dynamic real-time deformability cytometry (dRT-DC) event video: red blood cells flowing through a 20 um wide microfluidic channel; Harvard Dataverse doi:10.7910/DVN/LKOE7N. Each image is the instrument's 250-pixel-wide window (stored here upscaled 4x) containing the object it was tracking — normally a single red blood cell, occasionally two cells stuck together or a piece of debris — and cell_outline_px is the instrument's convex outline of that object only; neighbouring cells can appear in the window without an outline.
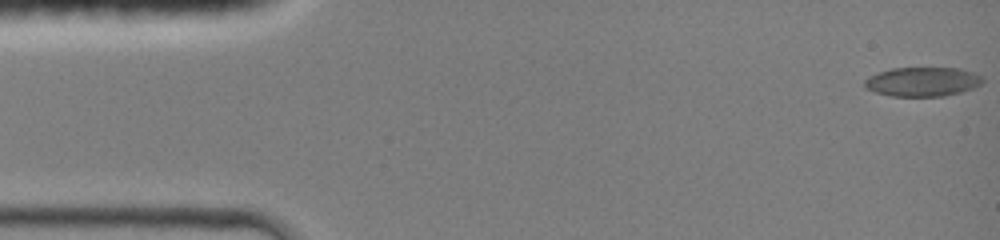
{"species": "common noctule bat (a hibernating species)", "species_latin": "Nyctalus noctula", "temperature_condition": "room temperature", "stored_images_in_passage": 9, "camera_frame_rate_fps": 3000, "um_per_image_px": 0.085, "animal": {"sex": "female", "body_mass_g": 19.0, "forearm_length_mm": 51.5}, "frame": {"image": 1, "passage_image": 1, "time_ms": 0.0, "image_size_px": [1000, 240], "cell_outline_px": [[984, 80], [980, 84], [972, 88], [960, 92], [944, 96], [892, 96], [876, 92], [864, 88], [864, 80], [880, 72], [892, 68], [960, 68], [972, 72], [980, 76]], "centroid_in_image_um": [78.41, 6.95], "position_along_channel_um": 6.6, "area_um2": 19.88}}